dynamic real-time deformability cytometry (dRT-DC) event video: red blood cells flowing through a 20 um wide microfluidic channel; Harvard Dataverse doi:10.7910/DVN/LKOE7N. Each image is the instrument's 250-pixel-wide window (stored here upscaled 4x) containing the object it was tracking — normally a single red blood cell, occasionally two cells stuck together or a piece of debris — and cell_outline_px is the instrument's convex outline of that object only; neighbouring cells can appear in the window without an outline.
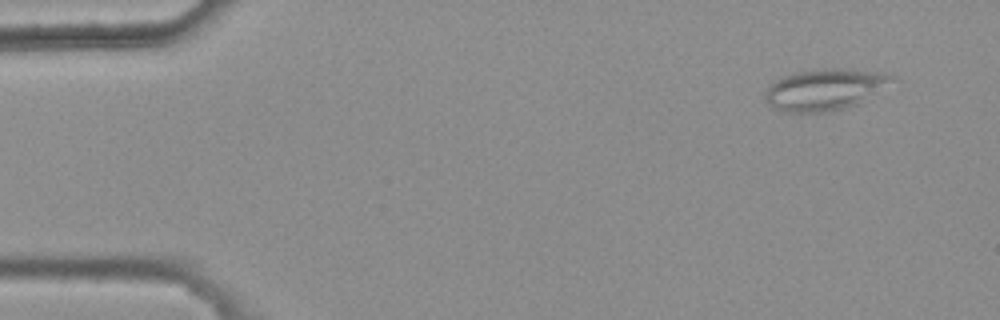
{"species": "common noctule bat (a hibernating species)", "species_latin": "Nyctalus noctula", "temperature_condition": "warm", "stored_images_in_passage": 4, "camera_frame_rate_fps": 3000, "um_per_image_px": 0.085, "animal": {"sex": "female", "body_mass_g": 25.1}, "frame": {"image": 1, "passage_image": 1, "time_ms": 0.0, "image_size_px": [1000, 320], "cell_outline_px": [[892, 76], [872, 92], [856, 104], [844, 108], [820, 112], [788, 112], [776, 108], [764, 100], [764, 92], [776, 80], [784, 76], [796, 72], [828, 68], [840, 68], [880, 72]], "centroid_in_image_um": [69.94, 7.6], "position_along_channel_um": 15.1, "area_um2": 29.07}}